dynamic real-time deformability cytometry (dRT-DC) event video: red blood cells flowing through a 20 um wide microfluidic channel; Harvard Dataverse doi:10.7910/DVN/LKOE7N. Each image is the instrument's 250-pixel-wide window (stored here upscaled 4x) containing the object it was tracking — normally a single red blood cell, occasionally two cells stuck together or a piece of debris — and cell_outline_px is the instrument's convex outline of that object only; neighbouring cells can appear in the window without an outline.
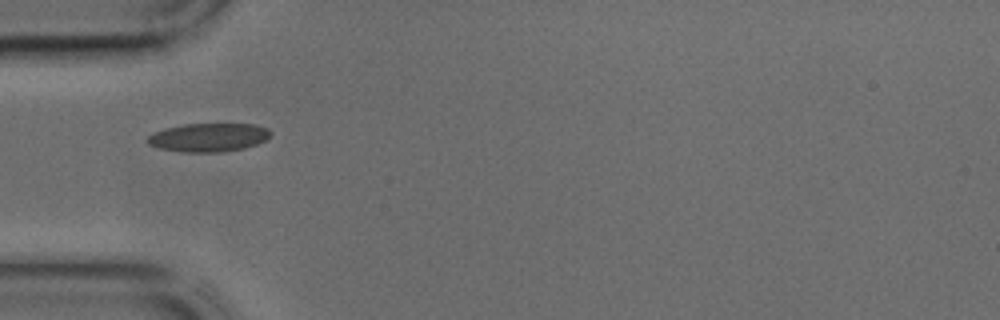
{"species": "common noctule bat (a hibernating species)", "species_latin": "Nyctalus noctula", "temperature_condition": "cold", "stored_images_in_passage": 19, "camera_frame_rate_fps": 3000, "um_per_image_px": 0.085, "animal": {"sex": "male", "body_mass_g": 17.9, "forearm_length_mm": 54.2}, "frame": {"image": 1, "passage_image": 1, "time_ms": 0.0, "image_size_px": [1000, 320], "cell_outline_px": [[272, 132], [264, 140], [256, 144], [244, 148], [220, 152], [184, 152], [160, 148], [148, 144], [144, 140], [148, 136], [164, 128], [184, 124], [252, 124], [268, 128]], "centroid_in_image_um": [17.7, 11.68], "position_along_channel_um": 67.3, "area_um2": 20.35}}
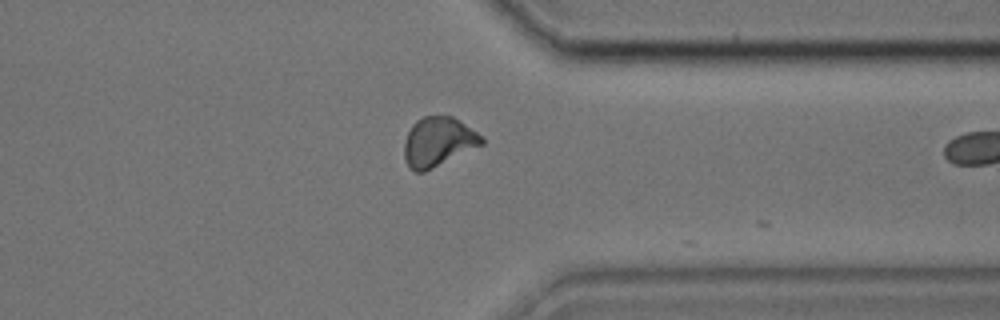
{"frame": {"image": 2, "passage_image": 18, "time_ms": 5.667, "image_size_px": [1000, 320], "cell_outline_px": [[484, 144], [424, 172], [416, 172], [404, 160], [404, 140], [412, 124], [416, 120], [424, 116], [452, 116], [460, 120], [484, 136]], "centroid_in_image_um": [37.26, 12.04], "position_along_channel_um": 374.1, "area_um2": 22.37}}